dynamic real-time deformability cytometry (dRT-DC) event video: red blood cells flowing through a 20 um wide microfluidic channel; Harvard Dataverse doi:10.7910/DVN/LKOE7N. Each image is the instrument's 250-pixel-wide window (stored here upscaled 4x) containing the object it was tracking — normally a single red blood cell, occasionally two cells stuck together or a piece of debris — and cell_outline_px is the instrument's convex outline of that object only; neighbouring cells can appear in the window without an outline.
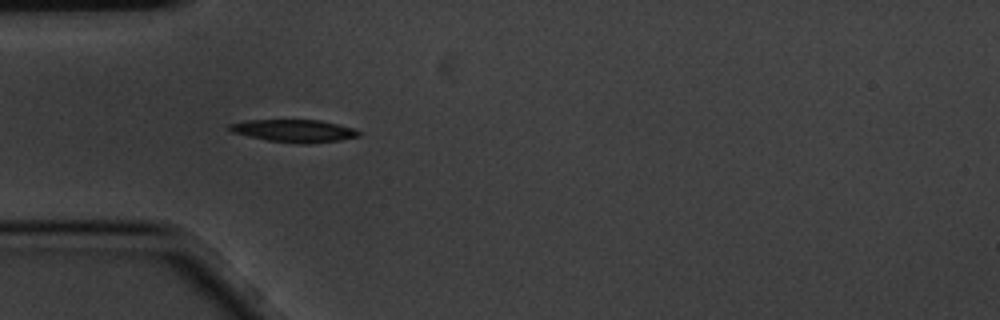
{"species": "common noctule bat (a hibernating species)", "species_latin": "Nyctalus noctula", "temperature_condition": "cold", "stored_images_in_passage": 5, "camera_frame_rate_fps": 3000, "um_per_image_px": 0.085, "animal": {"sex": "male", "body_mass_g": 20.1, "forearm_length_mm": 53.5}, "frame": {"image": 1, "passage_image": 4, "time_ms": 1.0, "image_size_px": [1000, 320], "cell_outline_px": [[360, 136], [340, 140], [308, 144], [300, 144], [268, 140], [248, 136], [232, 132], [228, 128], [228, 124], [244, 120], [320, 120], [352, 128], [360, 132]], "centroid_in_image_um": [24.97, 11.12], "position_along_channel_um": 60.0, "area_um2": 16.94}}
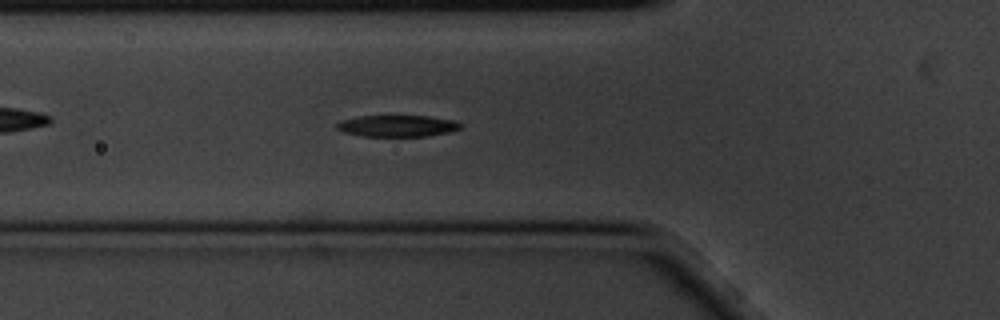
{"frame": {"image": 2, "passage_image": 5, "time_ms": 1.333, "image_size_px": [1000, 320], "cell_outline_px": [[464, 124], [460, 128], [452, 132], [424, 136], [364, 136], [344, 132], [336, 128], [336, 124], [340, 120], [360, 116], [428, 116], [456, 120]], "centroid_in_image_um": [33.82, 10.7], "position_along_channel_um": 92.0, "area_um2": 15.61}}